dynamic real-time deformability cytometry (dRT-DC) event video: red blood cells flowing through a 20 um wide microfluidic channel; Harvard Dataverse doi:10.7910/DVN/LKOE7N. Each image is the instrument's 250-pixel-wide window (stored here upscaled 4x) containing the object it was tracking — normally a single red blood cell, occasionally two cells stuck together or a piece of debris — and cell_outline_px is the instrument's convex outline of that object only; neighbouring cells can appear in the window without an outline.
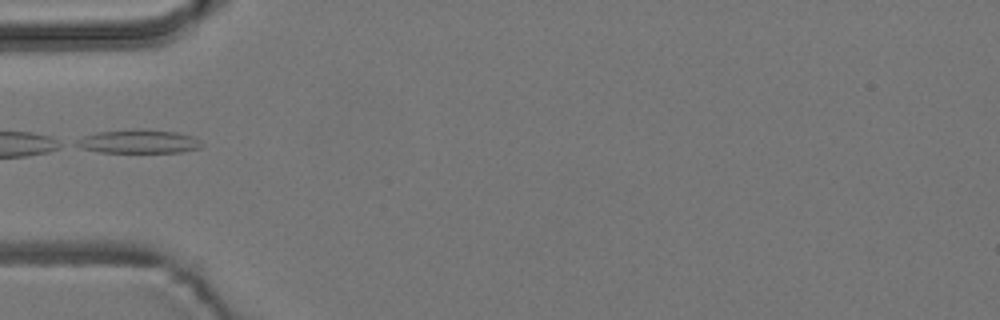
{"species": "common noctule bat (a hibernating species)", "species_latin": "Nyctalus noctula", "temperature_condition": "room temperature", "stored_images_in_passage": 4, "camera_frame_rate_fps": 3000, "um_per_image_px": 0.085, "animal": {"sex": "male", "body_mass_g": 19.2, "forearm_length_mm": 51.8}, "frame": {"image": 1, "passage_image": 4, "time_ms": 6.333, "image_size_px": [1000, 320], "cell_outline_px": [[204, 144], [200, 148], [180, 152], [100, 152], [84, 148], [76, 144], [76, 140], [84, 136], [96, 132], [132, 128], [140, 128], [176, 132], [192, 136], [200, 140]], "centroid_in_image_um": [11.82, 12.01], "position_along_channel_um": 73.2, "area_um2": 17.34}}